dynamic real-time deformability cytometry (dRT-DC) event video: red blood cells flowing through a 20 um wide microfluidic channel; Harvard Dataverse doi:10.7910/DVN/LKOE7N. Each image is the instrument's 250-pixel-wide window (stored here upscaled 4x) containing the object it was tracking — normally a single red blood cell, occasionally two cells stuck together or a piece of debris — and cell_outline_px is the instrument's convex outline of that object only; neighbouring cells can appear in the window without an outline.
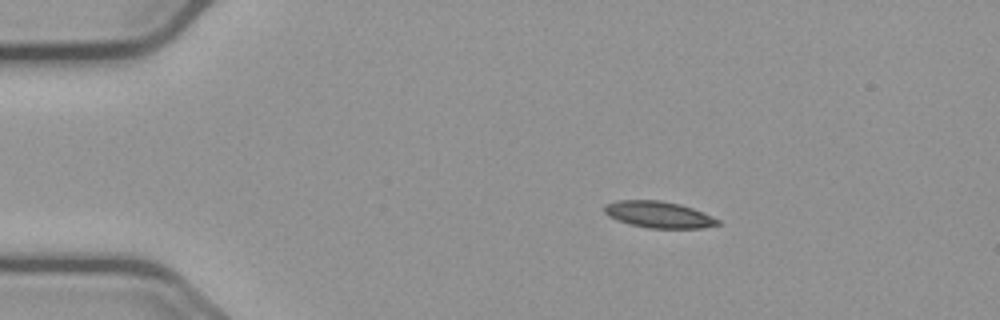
{"species": "common noctule bat (a hibernating species)", "species_latin": "Nyctalus noctula", "temperature_condition": "cold", "stored_images_in_passage": 47, "camera_frame_rate_fps": 3000, "um_per_image_px": 0.085, "animal": {"sex": "male", "body_mass_g": 23.1, "forearm_length_mm": 52.7}, "frame": {"image": 1, "passage_image": 1, "time_ms": 0.0, "image_size_px": [1000, 320], "cell_outline_px": [[720, 224], [700, 228], [648, 228], [632, 224], [608, 216], [604, 212], [604, 204], [616, 200], [660, 200], [680, 204], [704, 212], [720, 220]], "centroid_in_image_um": [55.99, 18.23], "position_along_channel_um": 29.0, "area_um2": 17.46}}
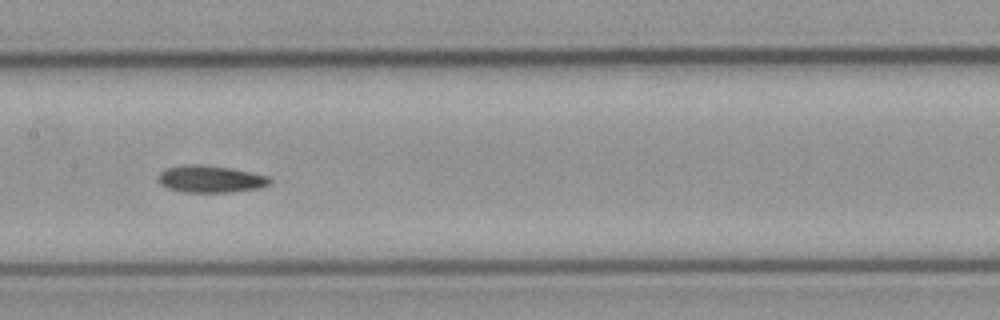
{"frame": {"image": 2, "passage_image": 19, "time_ms": 6.0, "image_size_px": [1000, 320], "cell_outline_px": [[272, 180], [268, 184], [260, 188], [228, 192], [180, 192], [168, 188], [160, 184], [160, 172], [168, 168], [184, 164], [200, 164], [232, 168], [268, 176]], "centroid_in_image_um": [17.9, 15.21], "position_along_channel_um": 189.5, "area_um2": 17.51}}
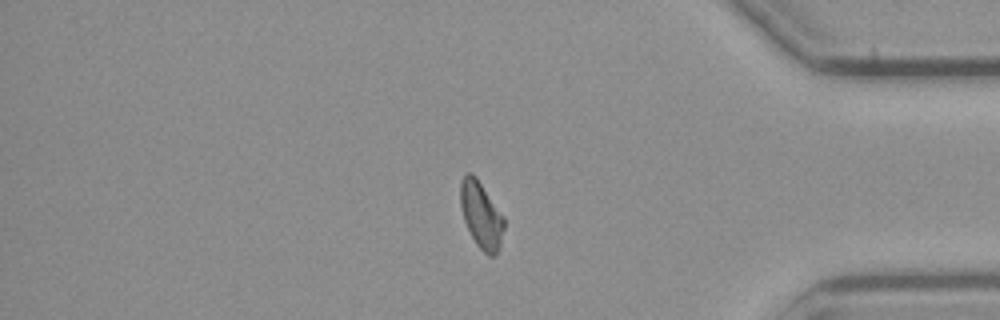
{"frame": {"image": 3, "passage_image": 38, "time_ms": 12.333, "image_size_px": [1000, 320], "cell_outline_px": [[504, 228], [500, 244], [496, 256], [488, 256], [476, 244], [464, 220], [460, 204], [460, 180], [468, 172], [472, 172], [476, 176], [504, 216]], "centroid_in_image_um": [40.9, 18.26], "position_along_channel_um": 394.3, "area_um2": 16.94}}